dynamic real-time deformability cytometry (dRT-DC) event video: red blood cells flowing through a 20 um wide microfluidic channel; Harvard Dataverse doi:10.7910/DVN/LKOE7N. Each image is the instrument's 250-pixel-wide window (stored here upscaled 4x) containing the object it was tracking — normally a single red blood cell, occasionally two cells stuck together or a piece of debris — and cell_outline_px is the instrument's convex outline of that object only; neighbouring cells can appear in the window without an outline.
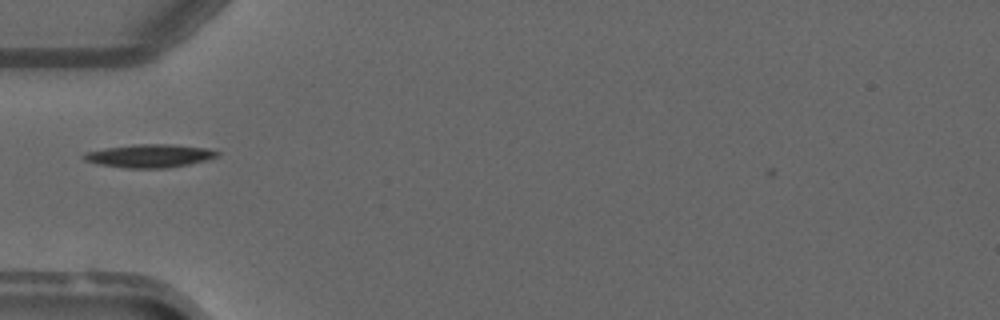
{"species": "common noctule bat (a hibernating species)", "species_latin": "Nyctalus noctula", "temperature_condition": "warm", "stored_images_in_passage": 2, "camera_frame_rate_fps": 3000, "um_per_image_px": 0.085, "animal": {"sex": "male", "forearm_length_mm": 52.5}, "frame": {"image": 1, "passage_image": 1, "time_ms": 0.0, "image_size_px": [1000, 320], "cell_outline_px": [[220, 156], [208, 160], [188, 164], [164, 168], [128, 168], [96, 164], [84, 160], [80, 156], [84, 152], [104, 148], [132, 144], [172, 144], [208, 148], [220, 152]], "centroid_in_image_um": [12.7, 13.24], "position_along_channel_um": 72.3, "area_um2": 18.32}}